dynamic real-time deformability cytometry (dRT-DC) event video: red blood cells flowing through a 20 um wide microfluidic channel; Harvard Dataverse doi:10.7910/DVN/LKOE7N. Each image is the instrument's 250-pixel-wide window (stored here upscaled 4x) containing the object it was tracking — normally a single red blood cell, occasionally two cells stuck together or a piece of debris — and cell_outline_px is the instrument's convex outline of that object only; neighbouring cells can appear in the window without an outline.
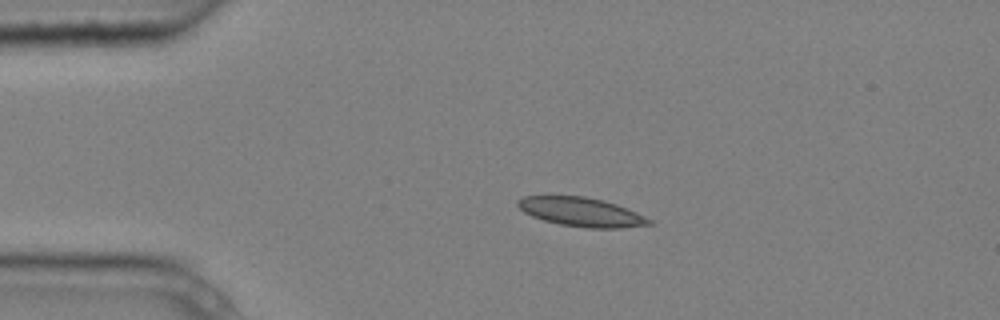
{"species": "common noctule bat (a hibernating species)", "species_latin": "Nyctalus noctula", "temperature_condition": "cold", "stored_images_in_passage": 4, "camera_frame_rate_fps": 3000, "um_per_image_px": 0.085, "animal": {"sex": "male", "body_mass_g": 20.4}, "frame": {"image": 1, "passage_image": 3, "time_ms": 0.667, "image_size_px": [1000, 320], "cell_outline_px": [[652, 224], [620, 228], [584, 228], [560, 224], [544, 220], [532, 216], [524, 212], [516, 204], [516, 200], [524, 196], [584, 196], [604, 200], [616, 204], [636, 212], [652, 220]], "centroid_in_image_um": [49.4, 18.02], "position_along_channel_um": 35.6, "area_um2": 22.14}}